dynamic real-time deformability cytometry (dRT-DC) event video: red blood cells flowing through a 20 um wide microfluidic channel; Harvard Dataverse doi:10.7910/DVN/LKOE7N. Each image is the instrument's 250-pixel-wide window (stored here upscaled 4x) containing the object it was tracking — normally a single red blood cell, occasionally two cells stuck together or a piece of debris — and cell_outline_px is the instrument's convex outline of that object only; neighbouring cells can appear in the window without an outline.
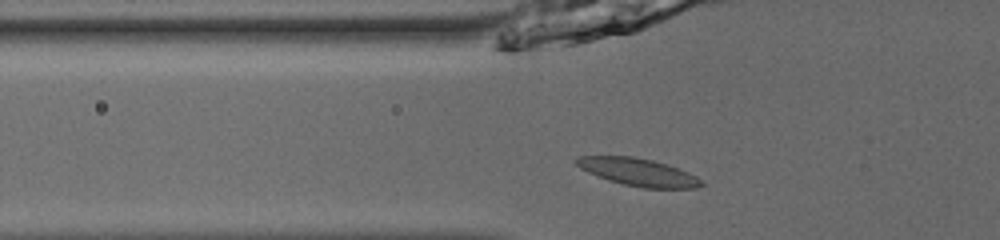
{"species": "common noctule bat (a hibernating species)", "species_latin": "Nyctalus noctula", "temperature_condition": "room temperature", "stored_images_in_passage": 37, "camera_frame_rate_fps": 3000, "um_per_image_px": 0.085, "animal": {"sex": "male", "body_mass_g": 13.0, "forearm_length_mm": 53.1}, "frame": {"image": 1, "passage_image": 4, "time_ms": 1.0, "image_size_px": [1000, 240], "cell_outline_px": [[704, 184], [696, 188], [640, 188], [608, 180], [588, 172], [580, 168], [576, 164], [576, 156], [632, 156], [652, 160], [668, 164], [688, 172], [696, 176]], "centroid_in_image_um": [54.25, 14.63], "position_along_channel_um": 71.6, "area_um2": 20.0}}
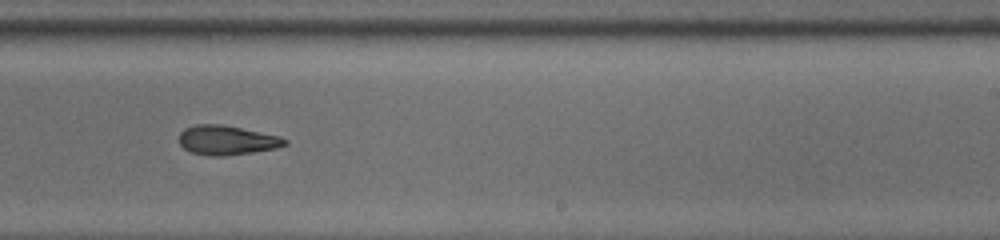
{"frame": {"image": 2, "passage_image": 19, "time_ms": 6.0, "image_size_px": [1000, 240], "cell_outline_px": [[288, 144], [276, 148], [252, 152], [224, 156], [212, 156], [192, 152], [184, 148], [180, 144], [180, 132], [184, 128], [196, 124], [220, 124], [280, 136], [288, 140]], "centroid_in_image_um": [19.29, 11.91], "position_along_channel_um": 269.7, "area_um2": 17.98}}
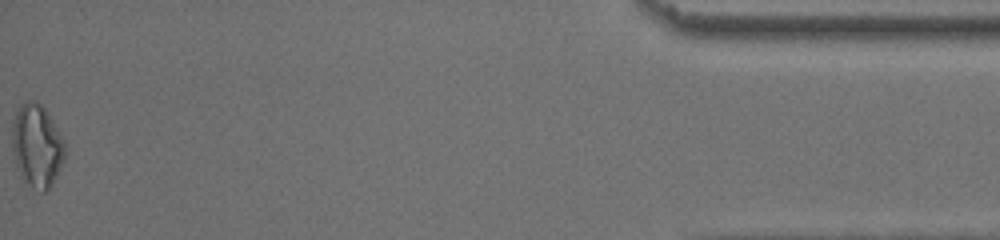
{"frame": {"image": 3, "passage_image": 37, "time_ms": 12.0, "image_size_px": [1000, 240], "cell_outline_px": [[64, 160], [48, 192], [40, 192], [24, 184], [16, 168], [12, 152], [12, 120], [20, 104], [28, 100], [36, 100], [44, 108], [64, 140]], "centroid_in_image_um": [3.1, 12.43], "position_along_channel_um": 432.1, "area_um2": 25.89}, "authors_computed_cell_mechanics": {"area_um2": 18.3804, "velocity_mm_per_s": 3.9687, "shape_relaxation_time_tau1_ms": null, "shape_relaxation_time_tau2_ms": 10.6532, "deformation_change_tau1": null, "deformation_change_tau2": 0.2245}}